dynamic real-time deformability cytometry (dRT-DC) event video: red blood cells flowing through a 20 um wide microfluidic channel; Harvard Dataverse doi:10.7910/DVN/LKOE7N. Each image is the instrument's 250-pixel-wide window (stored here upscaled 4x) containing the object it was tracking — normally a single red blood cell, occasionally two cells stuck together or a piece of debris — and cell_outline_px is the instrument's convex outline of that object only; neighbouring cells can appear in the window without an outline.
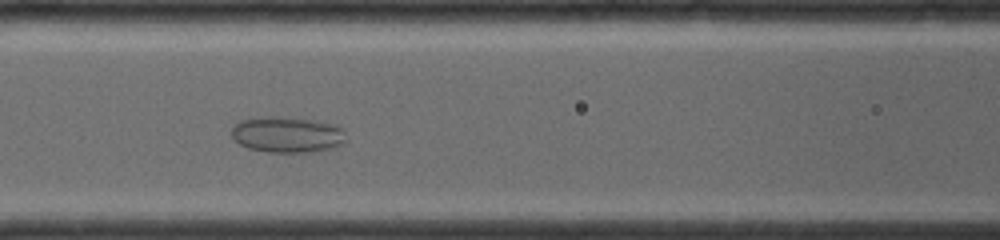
{"species": "common noctule bat (a hibernating species)", "species_latin": "Nyctalus noctula", "temperature_condition": "room temperature", "stored_images_in_passage": 55, "camera_frame_rate_fps": 4000, "um_per_image_px": 0.085, "animal": {"sex": "female", "body_mass_g": 19.0, "forearm_length_mm": 56.7}, "frame": {"image": 1, "passage_image": 23, "time_ms": 5.5, "image_size_px": [1000, 240], "cell_outline_px": [[344, 140], [336, 148], [308, 152], [268, 152], [248, 148], [240, 144], [232, 136], [232, 128], [240, 120], [260, 116], [276, 116], [316, 120], [336, 124], [344, 128]], "centroid_in_image_um": [24.43, 11.42], "position_along_channel_um": 142.2, "area_um2": 24.16}}
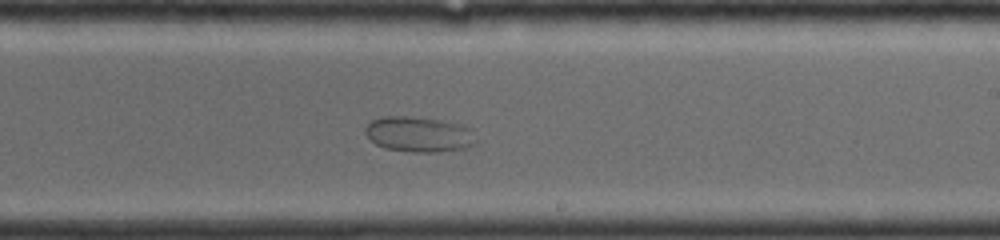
{"frame": {"image": 2, "passage_image": 34, "time_ms": 8.25, "image_size_px": [1000, 240], "cell_outline_px": [[476, 144], [464, 148], [436, 152], [408, 152], [384, 148], [376, 144], [364, 132], [364, 128], [372, 120], [384, 116], [404, 116], [440, 120], [464, 124], [472, 128], [476, 140]], "centroid_in_image_um": [35.63, 11.42], "position_along_channel_um": 253.4, "area_um2": 23.0}}
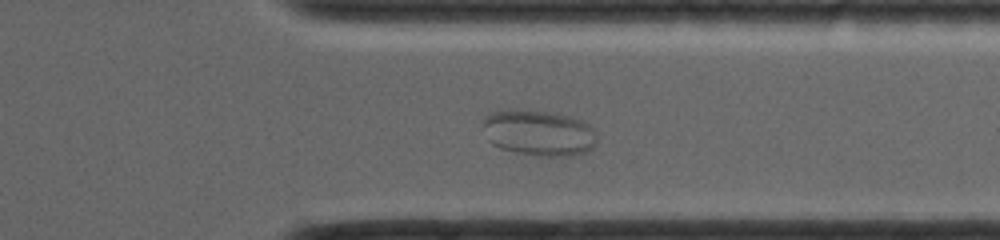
{"frame": {"image": 3, "passage_image": 45, "time_ms": 11.0, "image_size_px": [1000, 240], "cell_outline_px": [[596, 144], [592, 148], [584, 152], [572, 156], [536, 156], [516, 152], [500, 148], [492, 144], [488, 140], [484, 124], [484, 116], [492, 112], [516, 108], [548, 112], [568, 116], [584, 120], [596, 132]], "centroid_in_image_um": [45.81, 11.29], "position_along_channel_um": 365.6, "area_um2": 30.63}}